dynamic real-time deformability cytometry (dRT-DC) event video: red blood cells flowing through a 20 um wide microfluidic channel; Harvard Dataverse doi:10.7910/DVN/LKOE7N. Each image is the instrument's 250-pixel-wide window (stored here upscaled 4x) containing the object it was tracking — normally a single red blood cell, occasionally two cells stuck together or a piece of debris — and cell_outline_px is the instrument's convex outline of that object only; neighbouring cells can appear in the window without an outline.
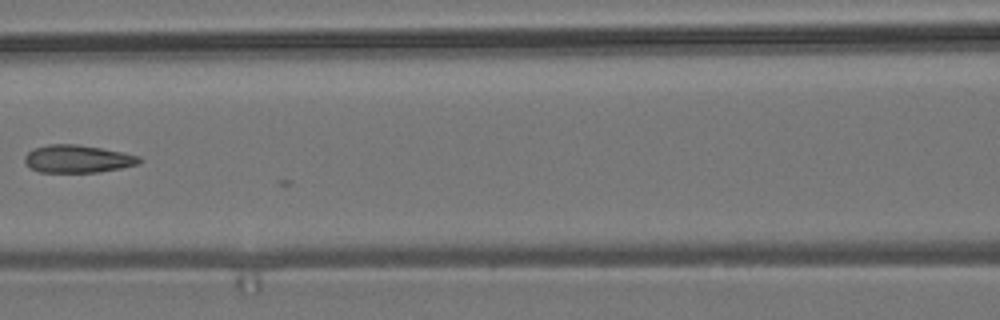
{"species": "common noctule bat (a hibernating species)", "species_latin": "Nyctalus noctula", "temperature_condition": "room temperature", "stored_images_in_passage": 4, "camera_frame_rate_fps": 3000, "um_per_image_px": 0.085, "animal": {"sex": "male", "body_mass_g": 19.2, "forearm_length_mm": 51.8}, "frame": {"image": 1, "passage_image": 4, "time_ms": 1.0, "image_size_px": [1000, 320], "cell_outline_px": [[144, 160], [136, 164], [120, 168], [96, 172], [40, 172], [32, 168], [24, 160], [24, 156], [32, 148], [48, 144], [76, 144], [124, 152], [140, 156]], "centroid_in_image_um": [6.6, 13.49], "position_along_channel_um": 160.0, "area_um2": 18.44}}